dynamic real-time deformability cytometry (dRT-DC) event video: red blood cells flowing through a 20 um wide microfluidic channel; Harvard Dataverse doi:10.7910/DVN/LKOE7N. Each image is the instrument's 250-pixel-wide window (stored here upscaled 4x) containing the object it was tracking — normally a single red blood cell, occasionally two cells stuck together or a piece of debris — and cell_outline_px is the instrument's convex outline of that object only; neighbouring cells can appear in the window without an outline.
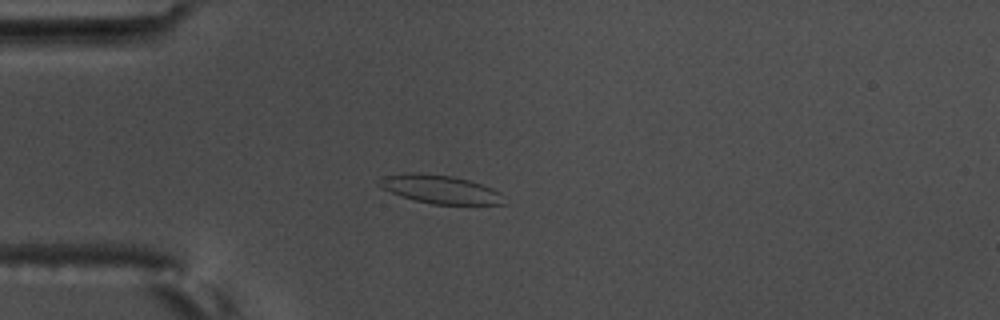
{"species": "common noctule bat (a hibernating species)", "species_latin": "Nyctalus noctula", "temperature_condition": "warm", "stored_images_in_passage": 7, "camera_frame_rate_fps": 3000, "um_per_image_px": 0.085, "animal": {"sex": "male", "body_mass_g": 17.5, "forearm_length_mm": 52.3}, "frame": {"image": 1, "passage_image": 5, "time_ms": 1.333, "image_size_px": [1000, 320], "cell_outline_px": [[508, 204], [432, 204], [400, 196], [376, 184], [376, 180], [384, 176], [412, 172], [420, 172], [452, 176], [468, 180], [492, 188], [500, 192]], "centroid_in_image_um": [37.41, 16.08], "position_along_channel_um": 47.6, "area_um2": 20.63}}